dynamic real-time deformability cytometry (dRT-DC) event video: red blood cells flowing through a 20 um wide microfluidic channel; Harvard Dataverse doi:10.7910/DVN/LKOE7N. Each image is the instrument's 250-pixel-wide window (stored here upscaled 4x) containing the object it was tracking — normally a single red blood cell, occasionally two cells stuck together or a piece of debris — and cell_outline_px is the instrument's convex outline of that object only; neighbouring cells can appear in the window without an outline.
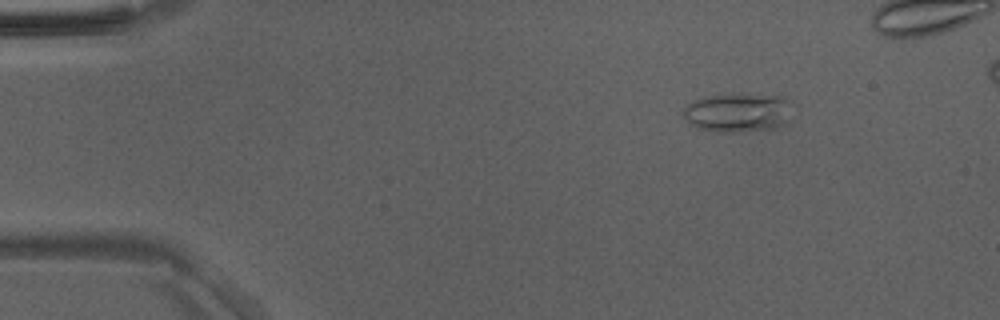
{"species": "Egyptian fruit bat (a non-hibernating species)", "species_latin": "Rousettus aegyptiacus", "temperature_condition": "room temperature", "stored_images_in_passage": 37, "camera_frame_rate_fps": 3000, "um_per_image_px": 0.085, "animal": {"sex": "male"}, "frame": {"image": 1, "passage_image": 6, "time_ms": 1.667, "image_size_px": [1000, 320], "cell_outline_px": [[784, 124], [772, 128], [736, 132], [716, 132], [696, 128], [688, 124], [684, 116], [684, 108], [692, 100], [704, 96], [732, 92], [740, 92], [784, 96]], "centroid_in_image_um": [62.53, 9.53], "position_along_channel_um": 22.5, "area_um2": 24.62}}
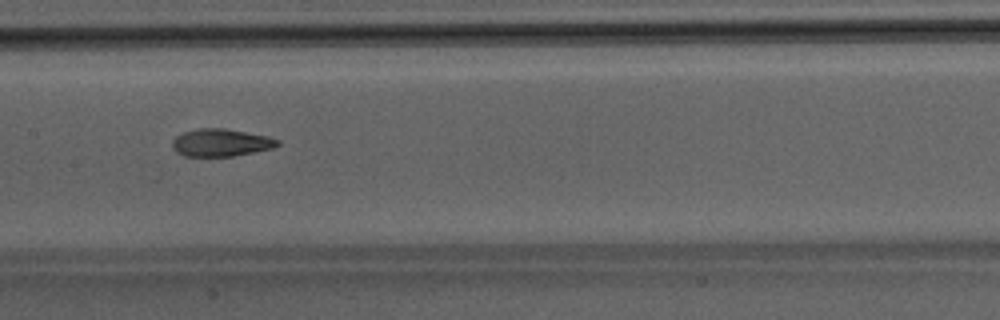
{"frame": {"image": 2, "passage_image": 24, "time_ms": 7.667, "image_size_px": [1000, 320], "cell_outline_px": [[280, 144], [272, 148], [232, 156], [184, 156], [176, 152], [172, 148], [172, 140], [176, 136], [184, 132], [200, 128], [224, 128], [268, 136], [280, 140]], "centroid_in_image_um": [18.76, 12.12], "position_along_channel_um": 188.6, "area_um2": 16.82}}
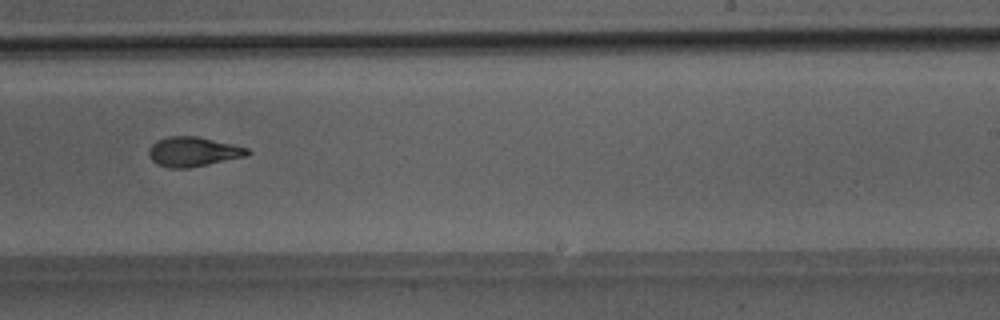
{"frame": {"image": 3, "passage_image": 30, "time_ms": 9.667, "image_size_px": [1000, 320], "cell_outline_px": [[252, 152], [248, 156], [188, 168], [168, 168], [156, 164], [152, 160], [148, 152], [152, 144], [156, 140], [168, 136], [196, 136], [232, 144], [248, 148]], "centroid_in_image_um": [16.42, 12.9], "position_along_channel_um": 272.6, "area_um2": 17.05}}